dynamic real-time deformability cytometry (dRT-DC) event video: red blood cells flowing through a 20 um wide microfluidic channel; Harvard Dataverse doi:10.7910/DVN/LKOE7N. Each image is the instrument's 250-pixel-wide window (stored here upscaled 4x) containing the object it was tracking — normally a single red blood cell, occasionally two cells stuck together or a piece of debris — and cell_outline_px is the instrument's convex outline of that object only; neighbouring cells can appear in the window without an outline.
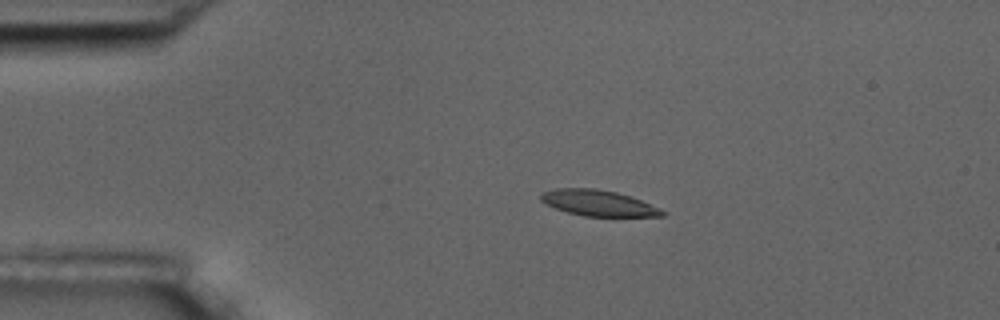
{"species": "common noctule bat (a hibernating species)", "species_latin": "Nyctalus noctula", "temperature_condition": "room temperature", "stored_images_in_passage": 7, "camera_frame_rate_fps": 3000, "um_per_image_px": 0.085, "animal": {"sex": "male", "body_mass_g": 17.5, "forearm_length_mm": 52.3}, "frame": {"image": 1, "passage_image": 4, "time_ms": 3.667, "image_size_px": [1000, 320], "cell_outline_px": [[668, 212], [664, 216], [584, 216], [568, 212], [556, 208], [540, 200], [540, 192], [556, 188], [596, 188], [616, 192], [640, 200], [660, 208]], "centroid_in_image_um": [50.85, 17.25], "position_along_channel_um": 34.1, "area_um2": 18.21}}
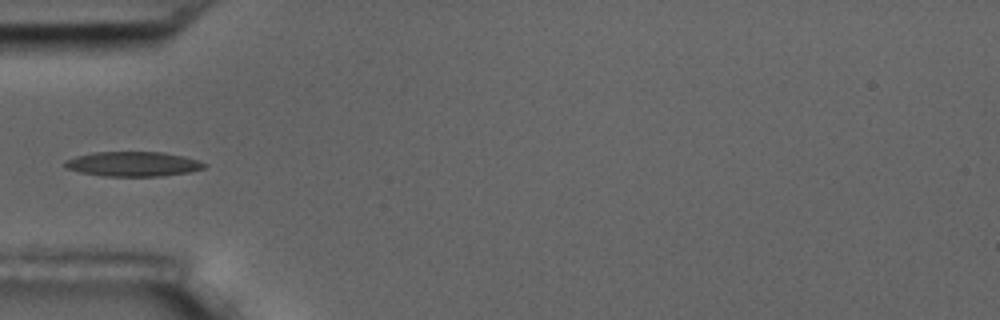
{"frame": {"image": 2, "passage_image": 6, "time_ms": 6.0, "image_size_px": [1000, 320], "cell_outline_px": [[208, 164], [204, 168], [192, 172], [160, 176], [104, 176], [80, 172], [64, 168], [64, 160], [76, 156], [92, 152], [164, 152], [184, 156]], "centroid_in_image_um": [11.3, 13.94], "position_along_channel_um": 73.7, "area_um2": 20.23}}